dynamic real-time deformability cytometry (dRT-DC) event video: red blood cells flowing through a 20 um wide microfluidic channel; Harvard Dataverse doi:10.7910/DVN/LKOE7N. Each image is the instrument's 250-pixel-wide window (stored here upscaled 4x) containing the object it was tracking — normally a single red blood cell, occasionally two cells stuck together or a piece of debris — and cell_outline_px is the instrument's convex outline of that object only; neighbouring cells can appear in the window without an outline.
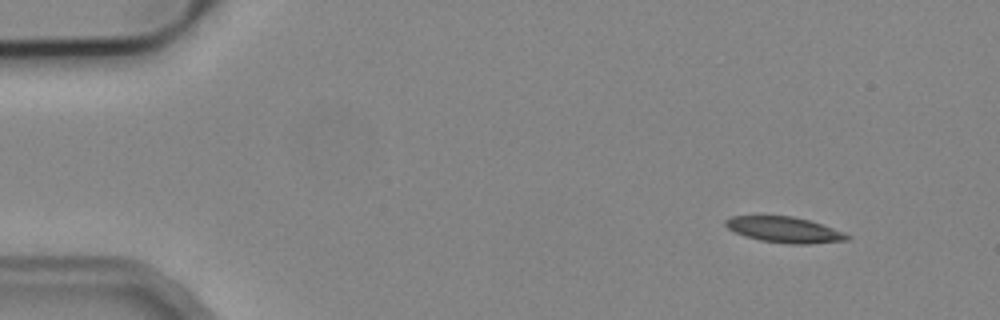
{"species": "common noctule bat (a hibernating species)", "species_latin": "Nyctalus noctula", "temperature_condition": "cold", "stored_images_in_passage": 5, "camera_frame_rate_fps": 3000, "um_per_image_px": 0.085, "animal": {"sex": "male", "body_mass_g": 19.2, "forearm_length_mm": 51.8}, "frame": {"image": 1, "passage_image": 1, "time_ms": 0.0, "image_size_px": [1000, 320], "cell_outline_px": [[852, 236], [848, 240], [812, 244], [788, 244], [760, 240], [744, 236], [728, 228], [724, 224], [724, 220], [732, 216], [792, 216], [808, 220], [844, 232]], "centroid_in_image_um": [66.68, 19.54], "position_along_channel_um": 18.3, "area_um2": 18.21}}
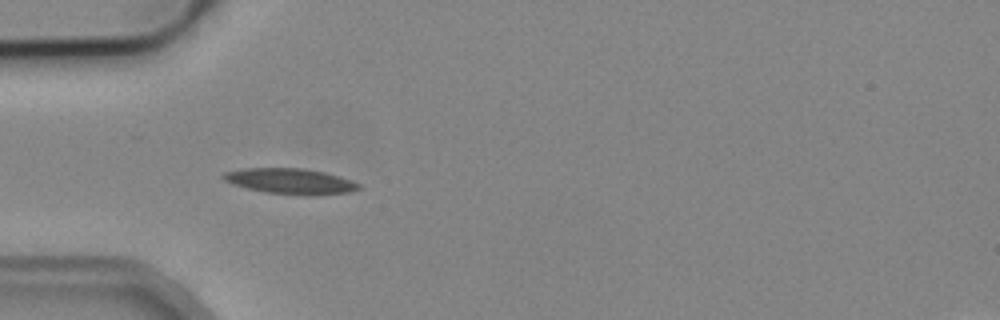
{"frame": {"image": 2, "passage_image": 4, "time_ms": 3.667, "image_size_px": [1000, 320], "cell_outline_px": [[360, 188], [348, 192], [312, 196], [308, 196], [268, 192], [248, 188], [232, 184], [224, 180], [220, 176], [224, 172], [244, 168], [304, 168], [324, 172], [360, 184]], "centroid_in_image_um": [24.64, 15.4], "position_along_channel_um": 60.4, "area_um2": 20.0}}